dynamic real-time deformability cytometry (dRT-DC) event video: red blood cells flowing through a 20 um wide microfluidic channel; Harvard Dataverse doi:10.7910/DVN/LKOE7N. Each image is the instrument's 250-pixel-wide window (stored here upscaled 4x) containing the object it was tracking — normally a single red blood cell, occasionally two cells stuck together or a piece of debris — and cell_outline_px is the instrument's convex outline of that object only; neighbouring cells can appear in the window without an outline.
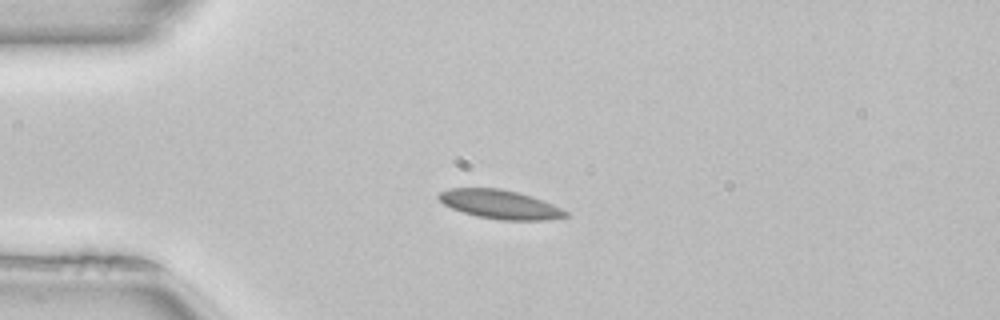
{"species": "common noctule bat (a hibernating species)", "species_latin": "Nyctalus noctula", "temperature_condition": "room temperature", "stored_images_in_passage": 39, "camera_frame_rate_fps": 3000, "um_per_image_px": 0.085, "animal": {"sex": "female", "body_mass_g": 22.7, "forearm_length_mm": 54.2}, "frame": {"image": 1, "passage_image": 1, "time_ms": 0.0, "image_size_px": [1000, 320], "cell_outline_px": [[568, 216], [548, 220], [500, 220], [476, 216], [452, 208], [444, 204], [436, 196], [440, 192], [448, 188], [500, 188], [532, 196], [552, 204], [568, 212]], "centroid_in_image_um": [42.49, 17.37], "position_along_channel_um": 42.5, "area_um2": 21.27}}
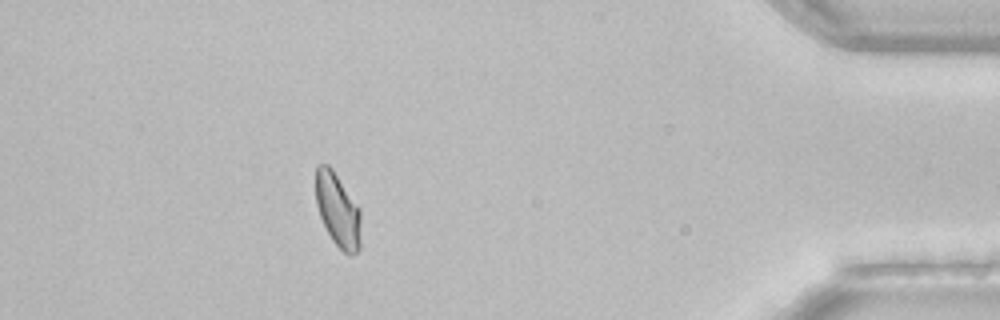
{"frame": {"image": 2, "passage_image": 34, "time_ms": 11.0, "image_size_px": [1000, 320], "cell_outline_px": [[360, 248], [352, 256], [348, 256], [332, 240], [320, 216], [316, 204], [316, 164], [328, 164], [332, 168], [360, 208]], "centroid_in_image_um": [28.72, 17.85], "position_along_channel_um": 406.5, "area_um2": 19.42}, "authors_computed_cell_mechanics": {"area_um2": 20.0566, "velocity_mm_per_s": 4.0057, "shape_relaxation_time_tau1_ms": 4.397, "shape_relaxation_time_tau2_ms": 1.3831, "deformation_change_tau1": 0.096, "deformation_change_tau2": 0.0365}}